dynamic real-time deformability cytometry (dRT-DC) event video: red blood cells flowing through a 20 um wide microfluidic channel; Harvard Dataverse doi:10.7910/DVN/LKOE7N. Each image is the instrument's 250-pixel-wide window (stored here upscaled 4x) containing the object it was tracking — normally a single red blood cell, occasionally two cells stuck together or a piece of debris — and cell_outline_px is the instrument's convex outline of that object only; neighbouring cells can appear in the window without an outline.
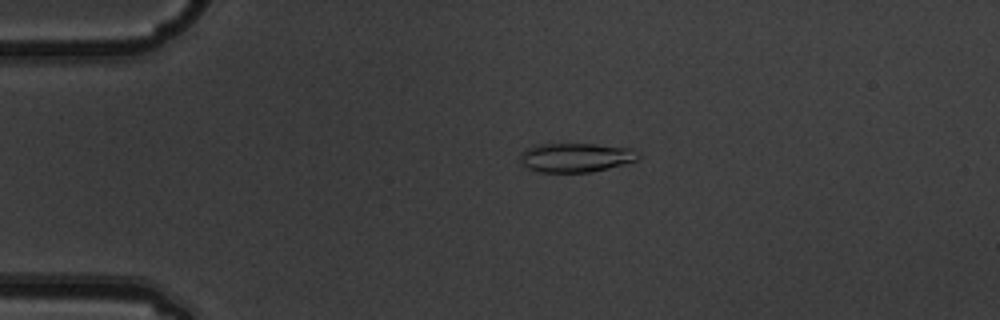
{"species": "common noctule bat (a hibernating species)", "species_latin": "Nyctalus noctula", "temperature_condition": "warm", "stored_images_in_passage": 5, "camera_frame_rate_fps": 3000, "um_per_image_px": 0.085, "animal": {"sex": "male", "body_mass_g": 19.5, "forearm_length_mm": 54.6}, "frame": {"image": 1, "passage_image": 4, "time_ms": 1.0, "image_size_px": [1000, 320], "cell_outline_px": [[640, 156], [636, 160], [608, 168], [592, 172], [540, 172], [528, 168], [520, 164], [520, 152], [536, 144], [596, 144], [632, 148]], "centroid_in_image_um": [48.9, 13.38], "position_along_channel_um": 36.1, "area_um2": 20.06}}